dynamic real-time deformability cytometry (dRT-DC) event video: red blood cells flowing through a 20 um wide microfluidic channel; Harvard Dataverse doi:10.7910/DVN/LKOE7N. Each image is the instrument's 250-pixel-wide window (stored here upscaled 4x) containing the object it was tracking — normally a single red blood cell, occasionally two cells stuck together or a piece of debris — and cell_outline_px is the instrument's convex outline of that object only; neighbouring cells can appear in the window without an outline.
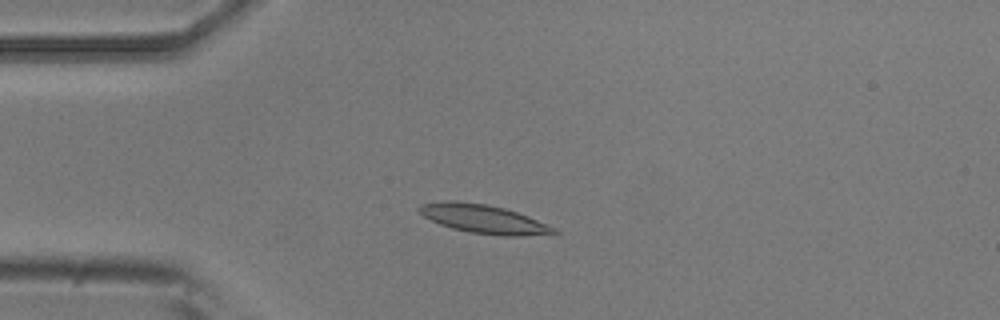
{"species": "common noctule bat (a hibernating species)", "species_latin": "Nyctalus noctula", "temperature_condition": "room temperature", "stored_images_in_passage": 42, "camera_frame_rate_fps": 3000, "um_per_image_px": 0.085, "animal": {"sex": "male", "body_mass_g": 20.5, "forearm_length_mm": 52.5}, "frame": {"image": 1, "passage_image": 4, "time_ms": 1.0, "image_size_px": [1000, 320], "cell_outline_px": [[560, 232], [552, 236], [504, 236], [468, 232], [452, 228], [440, 224], [424, 216], [416, 208], [420, 204], [444, 200], [456, 200], [488, 204], [504, 208], [528, 216], [556, 228]], "centroid_in_image_um": [41.17, 18.62], "position_along_channel_um": 43.8, "area_um2": 22.95}}
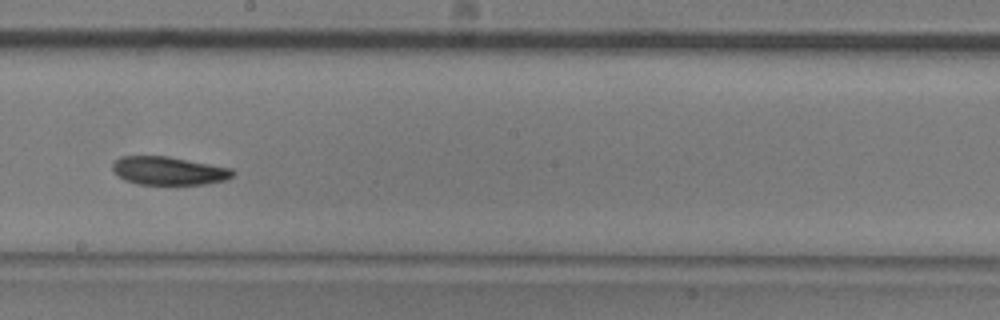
{"frame": {"image": 2, "passage_image": 20, "time_ms": 6.333, "image_size_px": [1000, 320], "cell_outline_px": [[236, 172], [232, 176], [224, 180], [204, 184], [136, 184], [124, 180], [112, 172], [112, 164], [120, 156], [168, 156], [232, 168]], "centroid_in_image_um": [14.3, 14.51], "position_along_channel_um": 233.9, "area_um2": 19.88}}
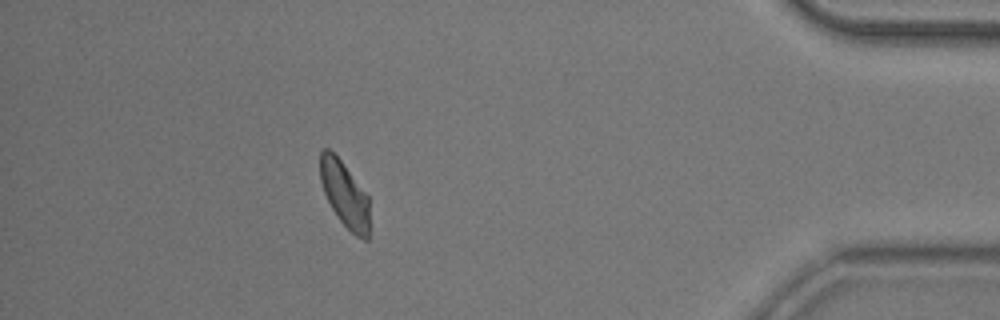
{"frame": {"image": 3, "passage_image": 37, "time_ms": 12.0, "image_size_px": [1000, 320], "cell_outline_px": [[368, 240], [364, 240], [356, 236], [340, 220], [332, 208], [324, 192], [320, 180], [320, 152], [324, 148], [328, 148], [340, 160], [368, 196]], "centroid_in_image_um": [29.27, 16.51], "position_along_channel_um": 405.9, "area_um2": 18.38}, "authors_computed_cell_mechanics": {"area_um2": 20.3456, "velocity_mm_per_s": 3.9153, "shape_relaxation_time_tau1_ms": 4.5989, "shape_relaxation_time_tau2_ms": 6.3678, "deformation_change_tau1": 0.135, "deformation_change_tau2": 0.1273}}